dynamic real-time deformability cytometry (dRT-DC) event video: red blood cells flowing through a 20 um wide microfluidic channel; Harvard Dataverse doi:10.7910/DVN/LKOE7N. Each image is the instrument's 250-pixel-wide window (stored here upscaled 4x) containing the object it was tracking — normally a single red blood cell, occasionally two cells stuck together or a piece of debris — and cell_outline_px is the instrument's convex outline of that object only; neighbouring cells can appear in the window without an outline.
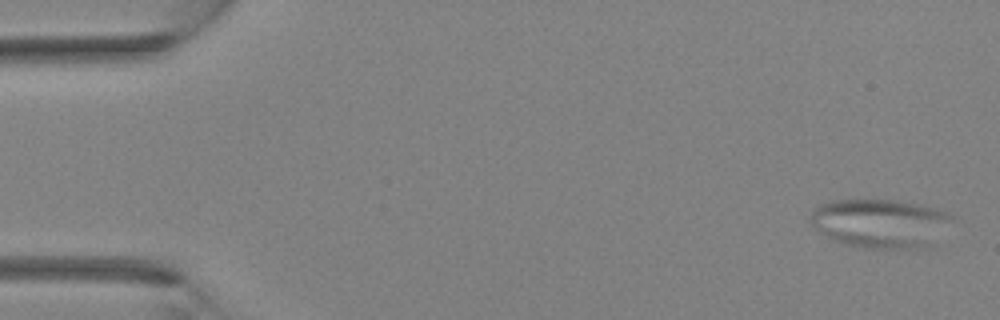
{"species": "Egyptian fruit bat (a non-hibernating species)", "species_latin": "Rousettus aegyptiacus", "temperature_condition": "room temperature", "stored_images_in_passage": 10, "camera_frame_rate_fps": 3000, "um_per_image_px": 0.085, "animal": {"sex": "female"}, "frame": {"image": 1, "passage_image": 2, "time_ms": 0.333, "image_size_px": [1000, 320], "cell_outline_px": [[952, 216], [932, 248], [864, 248], [832, 240], [820, 232], [812, 224], [812, 212], [820, 204], [832, 200], [892, 200], [916, 204], [948, 212]], "centroid_in_image_um": [74.83, 19.0], "position_along_channel_um": 10.2, "area_um2": 39.88}}